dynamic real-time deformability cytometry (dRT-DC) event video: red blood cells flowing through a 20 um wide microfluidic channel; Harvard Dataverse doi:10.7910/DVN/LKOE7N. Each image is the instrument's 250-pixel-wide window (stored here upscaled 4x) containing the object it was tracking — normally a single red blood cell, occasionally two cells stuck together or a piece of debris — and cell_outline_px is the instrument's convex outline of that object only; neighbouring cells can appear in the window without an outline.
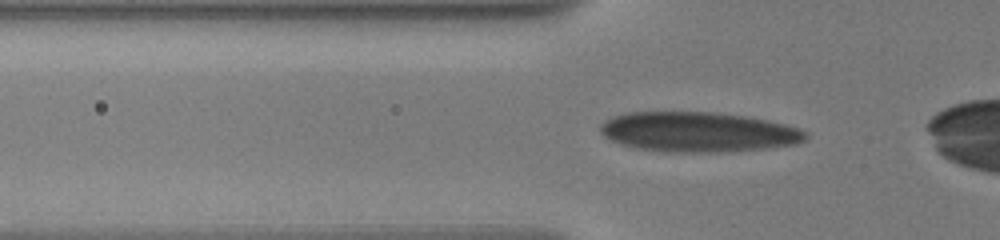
{"species": "human", "species_latin": "Homo sapiens", "temperature_condition": "warm", "stored_images_in_passage": 37, "camera_frame_rate_fps": 3000, "um_per_image_px": 0.085, "donor": {"sex": "male"}, "frame": {"image": 1, "passage_image": 14, "time_ms": 4.333, "image_size_px": [1000, 240], "cell_outline_px": [[808, 136], [804, 140], [796, 144], [764, 148], [728, 152], [668, 152], [636, 148], [620, 144], [604, 136], [600, 132], [600, 124], [612, 116], [628, 112], [712, 112], [744, 116], [768, 120], [784, 124], [808, 132]], "centroid_in_image_um": [59.32, 11.22], "position_along_channel_um": 66.5, "area_um2": 47.8}}
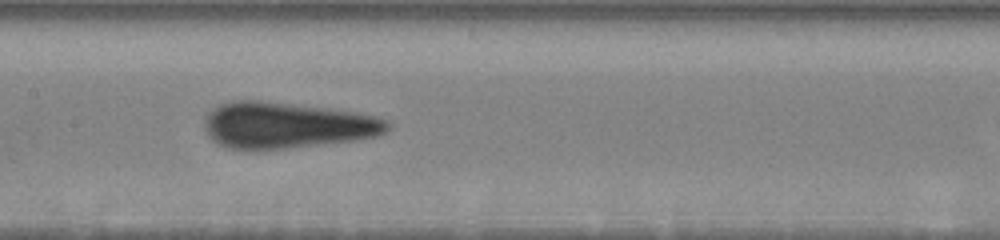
{"frame": {"image": 2, "passage_image": 23, "time_ms": 7.667, "image_size_px": [1000, 240], "cell_outline_px": [[392, 124], [384, 132], [376, 136], [356, 140], [252, 152], [228, 148], [212, 140], [204, 124], [204, 120], [220, 104], [236, 100], [260, 100], [328, 108], [356, 112], [376, 116], [388, 120]], "centroid_in_image_um": [24.38, 10.66], "position_along_channel_um": 183.0, "area_um2": 49.42}}
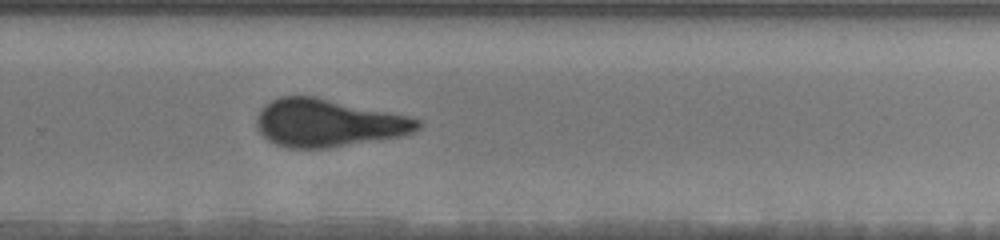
{"frame": {"image": 3, "passage_image": 37, "time_ms": 11.0, "image_size_px": [1000, 240], "cell_outline_px": [[420, 128], [404, 136], [328, 148], [288, 148], [276, 144], [268, 140], [256, 128], [256, 116], [260, 108], [264, 104], [280, 96], [316, 96], [408, 116], [420, 120]], "centroid_in_image_um": [27.86, 10.45], "position_along_channel_um": 301.9, "area_um2": 44.97}}